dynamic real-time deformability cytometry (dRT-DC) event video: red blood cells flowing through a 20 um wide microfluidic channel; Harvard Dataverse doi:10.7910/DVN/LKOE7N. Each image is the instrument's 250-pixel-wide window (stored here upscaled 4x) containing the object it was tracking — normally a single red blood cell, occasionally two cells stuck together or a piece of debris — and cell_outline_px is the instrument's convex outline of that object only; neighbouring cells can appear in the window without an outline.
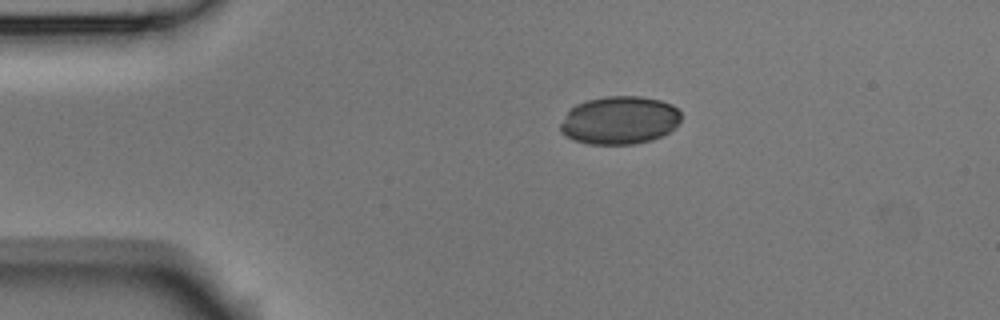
{"species": "Egyptian fruit bat (a non-hibernating species)", "species_latin": "Rousettus aegyptiacus", "temperature_condition": "room temperature", "stored_images_in_passage": 3, "camera_frame_rate_fps": 3000, "um_per_image_px": 0.085, "animal": {"sex": "male"}, "frame": {"image": 1, "passage_image": 1, "time_ms": 0.0, "image_size_px": [1000, 320], "cell_outline_px": [[680, 120], [676, 128], [652, 140], [632, 144], [588, 144], [576, 140], [560, 132], [560, 124], [568, 112], [576, 104], [588, 100], [608, 96], [640, 96], [660, 100], [672, 104], [680, 112]], "centroid_in_image_um": [52.69, 10.22], "position_along_channel_um": 32.3, "area_um2": 33.64}}
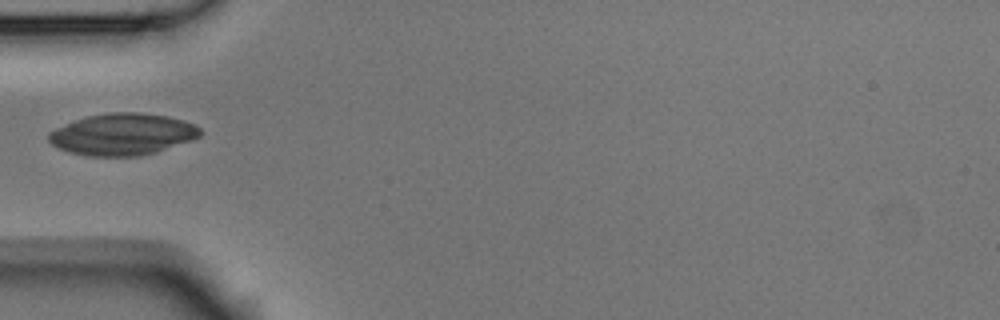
{"frame": {"image": 2, "passage_image": 3, "time_ms": 0.667, "image_size_px": [1000, 320], "cell_outline_px": [[204, 132], [200, 136], [192, 140], [156, 152], [140, 156], [88, 156], [68, 152], [52, 144], [48, 140], [48, 132], [56, 128], [76, 120], [88, 116], [112, 112], [140, 112], [168, 116], [184, 120], [196, 124]], "centroid_in_image_um": [10.46, 11.41], "position_along_channel_um": 74.5, "area_um2": 36.93}}